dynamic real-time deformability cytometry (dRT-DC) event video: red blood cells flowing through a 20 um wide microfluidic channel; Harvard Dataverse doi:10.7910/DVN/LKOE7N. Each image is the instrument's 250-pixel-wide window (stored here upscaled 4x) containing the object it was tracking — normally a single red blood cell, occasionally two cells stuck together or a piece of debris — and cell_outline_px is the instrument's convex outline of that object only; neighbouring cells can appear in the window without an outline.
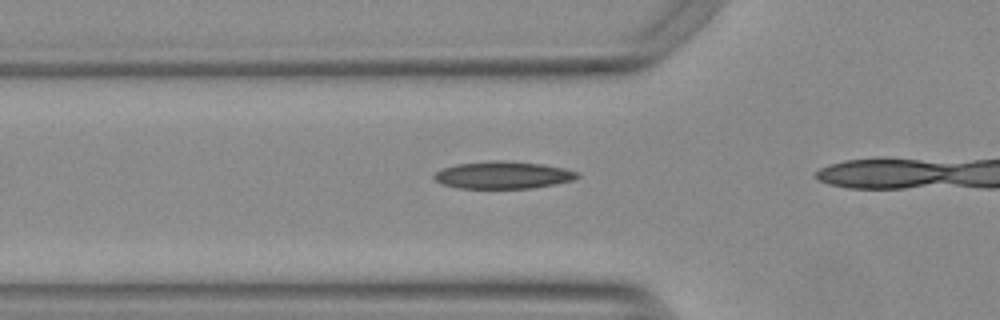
{"species": "Egyptian fruit bat (a non-hibernating species)", "species_latin": "Rousettus aegyptiacus", "temperature_condition": "warm", "stored_images_in_passage": 21, "camera_frame_rate_fps": 3000, "um_per_image_px": 0.085, "animal": {"sex": "female"}, "frame": {"image": 1, "passage_image": 13, "time_ms": 4.0, "image_size_px": [1000, 320], "cell_outline_px": [[580, 176], [572, 180], [556, 184], [532, 188], [460, 188], [444, 184], [436, 180], [432, 176], [436, 172], [444, 168], [456, 164], [492, 160], [504, 160], [540, 164], [564, 168], [576, 172]], "centroid_in_image_um": [42.75, 14.87], "position_along_channel_um": 83.0, "area_um2": 22.6}}
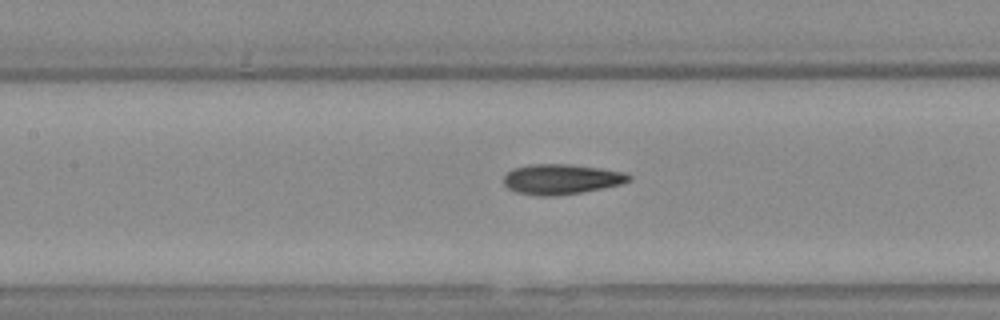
{"frame": {"image": 2, "passage_image": 19, "time_ms": 6.0, "image_size_px": [1000, 320], "cell_outline_px": [[632, 180], [620, 184], [584, 192], [556, 196], [536, 196], [516, 192], [508, 188], [504, 184], [504, 176], [512, 168], [528, 164], [568, 164], [600, 168], [624, 172], [632, 176]], "centroid_in_image_um": [47.7, 15.23], "position_along_channel_um": 159.7, "area_um2": 22.2}}